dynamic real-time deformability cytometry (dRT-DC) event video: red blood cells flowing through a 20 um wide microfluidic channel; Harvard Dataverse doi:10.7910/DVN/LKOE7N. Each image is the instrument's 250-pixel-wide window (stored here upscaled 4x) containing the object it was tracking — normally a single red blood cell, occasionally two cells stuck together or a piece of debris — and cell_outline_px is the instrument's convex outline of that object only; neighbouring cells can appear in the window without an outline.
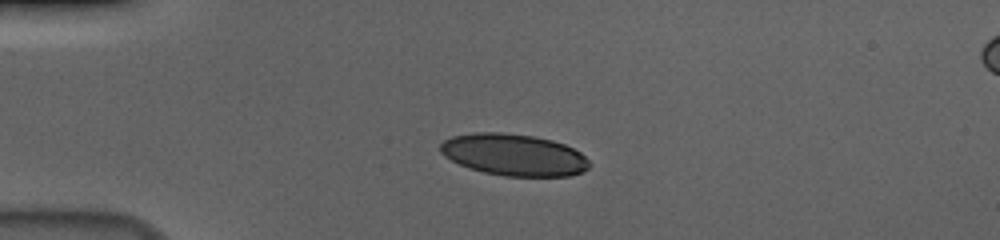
{"species": "human", "species_latin": "Homo sapiens", "temperature_condition": "cold", "stored_images_in_passage": 43, "camera_frame_rate_fps": 3000, "um_per_image_px": 0.085, "donor": {"sex": "male"}, "frame": {"image": 1, "passage_image": 1, "time_ms": 0.0, "image_size_px": [1000, 240], "cell_outline_px": [[592, 164], [584, 172], [568, 176], [504, 176], [484, 172], [468, 168], [444, 156], [440, 152], [440, 144], [444, 140], [452, 136], [472, 132], [500, 132], [532, 136], [552, 140], [564, 144], [580, 152]], "centroid_in_image_um": [43.67, 13.16], "position_along_channel_um": 41.3, "area_um2": 36.36}}
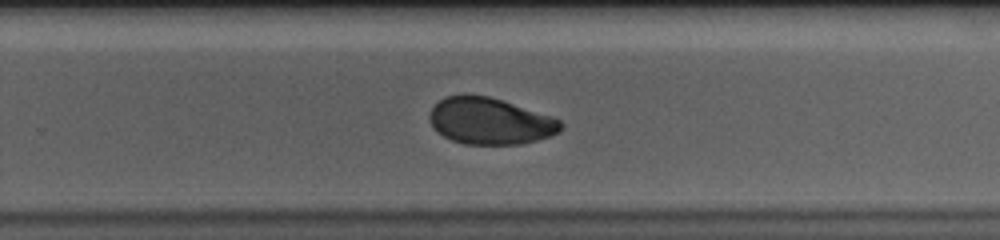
{"frame": {"image": 2, "passage_image": 24, "time_ms": 7.667, "image_size_px": [1000, 240], "cell_outline_px": [[564, 124], [560, 132], [536, 140], [520, 144], [464, 144], [452, 140], [444, 136], [428, 120], [428, 116], [432, 108], [444, 96], [464, 92], [488, 96], [552, 116], [560, 120]], "centroid_in_image_um": [41.64, 10.26], "position_along_channel_um": 288.2, "area_um2": 35.72}}
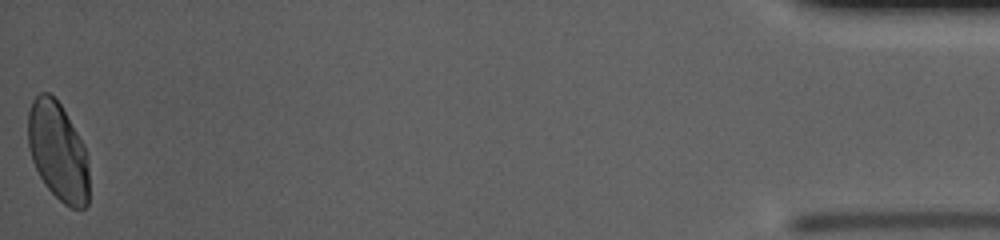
{"frame": {"image": 3, "passage_image": 43, "time_ms": 14.0, "image_size_px": [1000, 240], "cell_outline_px": [[88, 204], [84, 208], [72, 208], [64, 204], [44, 184], [32, 160], [28, 148], [28, 112], [32, 100], [40, 92], [48, 92], [60, 104], [84, 144], [88, 156]], "centroid_in_image_um": [4.92, 12.87], "position_along_channel_um": 430.3, "area_um2": 35.03}, "authors_computed_cell_mechanics": {"area_um2": 37.0498, "velocity_mm_per_s": 3.6852, "shape_relaxation_time_tau1_ms": 5.8266, "shape_relaxation_time_tau2_ms": 1.4005, "deformation_change_tau1": 0.1522, "deformation_change_tau2": 0.0489}}